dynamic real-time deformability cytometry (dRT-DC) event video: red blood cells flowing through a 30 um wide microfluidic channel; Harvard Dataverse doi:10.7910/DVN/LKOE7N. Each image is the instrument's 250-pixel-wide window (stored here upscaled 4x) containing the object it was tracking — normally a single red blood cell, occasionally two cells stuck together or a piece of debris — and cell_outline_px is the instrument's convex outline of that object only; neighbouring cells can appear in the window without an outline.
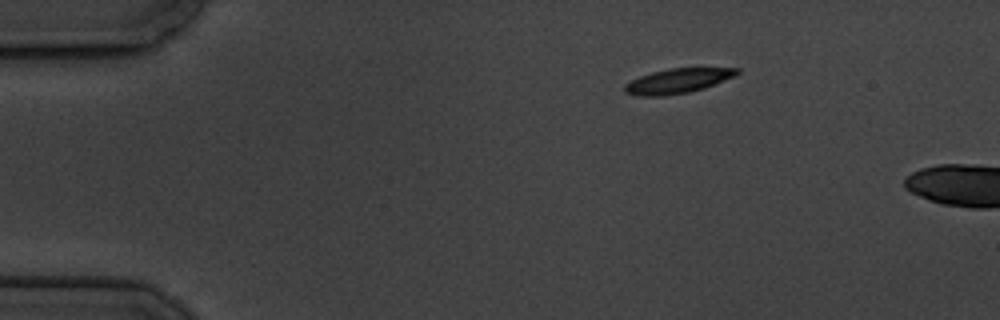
{"species": "common noctule bat (a hibernating species)", "species_latin": "Nyctalus noctula", "temperature_condition": "cold", "stored_images_in_passage": 3, "camera_frame_rate_fps": 3000, "um_per_image_px": 0.085, "animal": {"sex": "male", "body_mass_g": 19.5, "forearm_length_mm": 54.6}, "frame": {"image": 1, "passage_image": 1, "time_ms": 0.0, "image_size_px": [1000, 320], "cell_outline_px": [[740, 72], [732, 76], [704, 88], [688, 92], [664, 96], [640, 96], [624, 92], [624, 84], [640, 76], [652, 72], [668, 68], [740, 68]], "centroid_in_image_um": [57.55, 6.87], "position_along_channel_um": 27.4, "area_um2": 15.95}}